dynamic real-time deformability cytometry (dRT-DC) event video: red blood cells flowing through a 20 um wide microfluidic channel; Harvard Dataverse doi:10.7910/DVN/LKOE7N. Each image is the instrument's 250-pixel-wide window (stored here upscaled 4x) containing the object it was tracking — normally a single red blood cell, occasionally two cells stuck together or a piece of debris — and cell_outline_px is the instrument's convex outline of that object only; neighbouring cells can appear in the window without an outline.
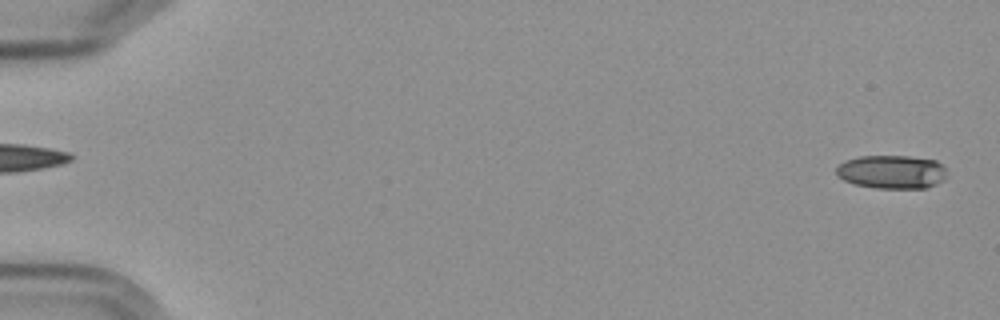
{"species": "Egyptian fruit bat (a non-hibernating species)", "species_latin": "Rousettus aegyptiacus", "temperature_condition": "cold", "stored_images_in_passage": 8, "segment_of_instrument_passage": [2, 2], "camera_frame_rate_fps": 3000, "um_per_image_px": 0.085, "frame": {"image": 1, "passage_image": 8, "time_ms": 9.0, "image_size_px": [1000, 320], "cell_outline_px": [[944, 180], [936, 184], [924, 188], [876, 188], [852, 184], [836, 176], [836, 168], [840, 164], [848, 160], [860, 156], [908, 156], [936, 160], [944, 168]], "centroid_in_image_um": [75.76, 14.61], "position_along_channel_um": 9.2, "area_um2": 21.5}}